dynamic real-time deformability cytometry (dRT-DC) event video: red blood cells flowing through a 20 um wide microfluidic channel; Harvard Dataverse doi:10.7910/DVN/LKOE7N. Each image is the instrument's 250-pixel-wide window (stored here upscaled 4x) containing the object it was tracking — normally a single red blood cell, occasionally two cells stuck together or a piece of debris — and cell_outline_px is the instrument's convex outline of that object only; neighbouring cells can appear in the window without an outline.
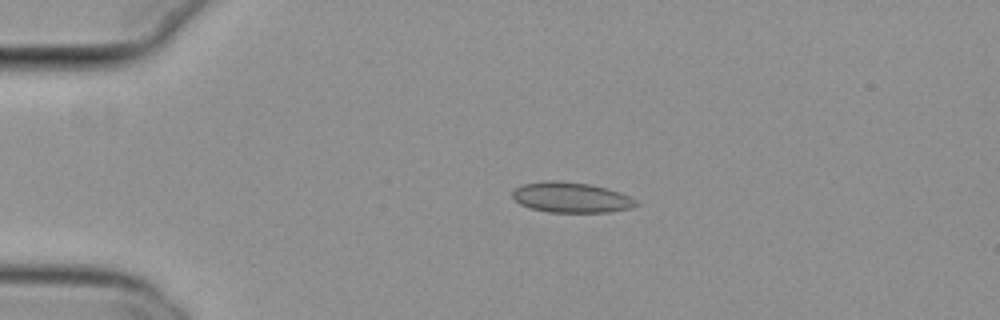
{"species": "common noctule bat (a hibernating species)", "species_latin": "Nyctalus noctula", "temperature_condition": "cold", "stored_images_in_passage": 43, "camera_frame_rate_fps": 3000, "um_per_image_px": 0.085, "animal": {"sex": "female", "body_mass_g": 29.2, "forearm_length_mm": 56.3}, "frame": {"image": 1, "passage_image": 1, "time_ms": 0.0, "image_size_px": [1000, 320], "cell_outline_px": [[640, 204], [632, 208], [608, 212], [548, 212], [532, 208], [520, 204], [512, 196], [512, 192], [516, 188], [524, 184], [548, 180], [556, 180], [592, 184], [620, 192], [636, 200]], "centroid_in_image_um": [48.58, 16.78], "position_along_channel_um": 36.4, "area_um2": 21.85}}
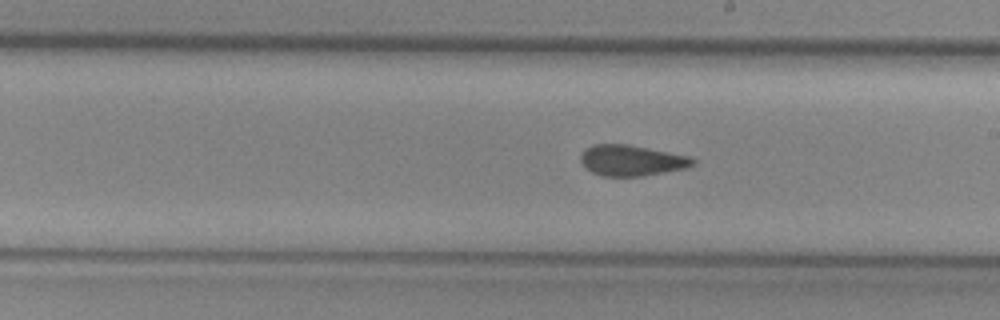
{"frame": {"image": 2, "passage_image": 20, "time_ms": 6.333, "image_size_px": [1000, 320], "cell_outline_px": [[696, 164], [688, 168], [640, 176], [600, 176], [584, 168], [580, 160], [580, 152], [584, 148], [592, 144], [628, 144], [688, 156], [696, 160]], "centroid_in_image_um": [53.63, 13.63], "position_along_channel_um": 235.4, "area_um2": 20.35}}
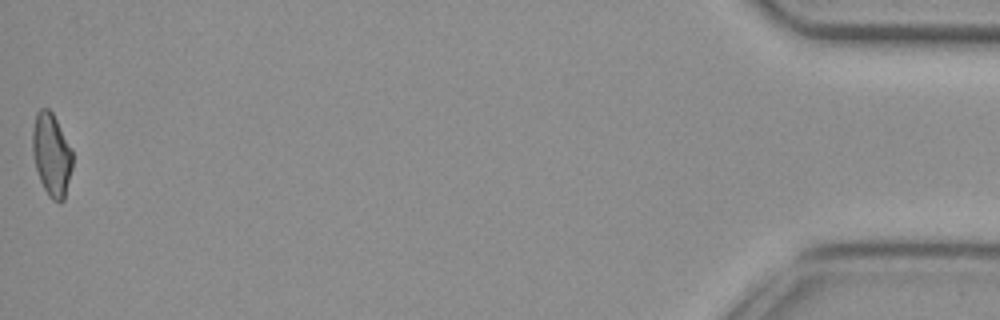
{"frame": {"image": 3, "passage_image": 43, "time_ms": 14.0, "image_size_px": [1000, 320], "cell_outline_px": [[72, 168], [64, 200], [60, 204], [52, 200], [48, 196], [40, 180], [36, 168], [32, 152], [32, 128], [36, 112], [40, 108], [48, 108], [52, 112], [72, 148]], "centroid_in_image_um": [4.38, 13.15], "position_along_channel_um": 430.8, "area_um2": 19.54}, "authors_computed_cell_mechanics": {"area_um2": 20.3456, "velocity_mm_per_s": 3.8206, "shape_relaxation_time_tau1_ms": null, "shape_relaxation_time_tau2_ms": 2.1457, "deformation_change_tau1": null, "deformation_change_tau2": 0.0697}}